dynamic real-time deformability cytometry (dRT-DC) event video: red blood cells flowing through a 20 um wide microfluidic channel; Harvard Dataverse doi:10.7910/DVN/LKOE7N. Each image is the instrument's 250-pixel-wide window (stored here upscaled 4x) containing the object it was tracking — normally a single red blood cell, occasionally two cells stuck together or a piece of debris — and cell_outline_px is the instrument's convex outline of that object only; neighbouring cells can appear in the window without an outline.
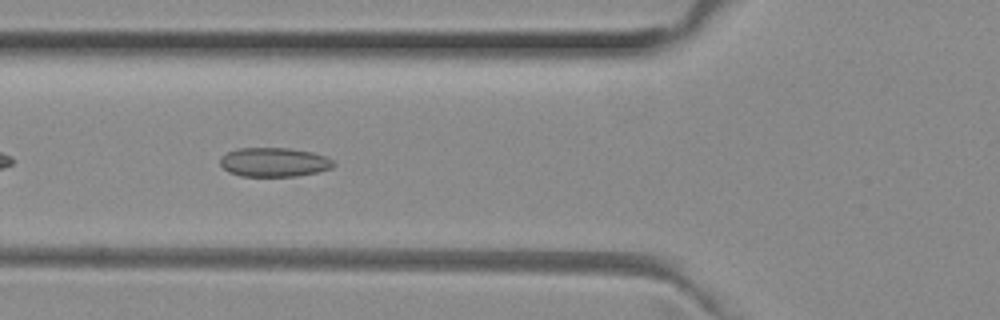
{"species": "common noctule bat (a hibernating species)", "species_latin": "Nyctalus noctula", "temperature_condition": "room temperature", "stored_images_in_passage": 45, "camera_frame_rate_fps": 3000, "um_per_image_px": 0.085, "animal": {"sex": "female", "body_mass_g": 29.2, "forearm_length_mm": 56.3}, "frame": {"image": 1, "passage_image": 16, "time_ms": 5.0, "image_size_px": [1000, 320], "cell_outline_px": [[336, 164], [332, 168], [316, 172], [296, 176], [240, 176], [228, 172], [220, 164], [220, 156], [236, 148], [288, 148], [312, 152], [324, 156], [332, 160]], "centroid_in_image_um": [23.27, 13.78], "position_along_channel_um": 102.5, "area_um2": 19.25}}
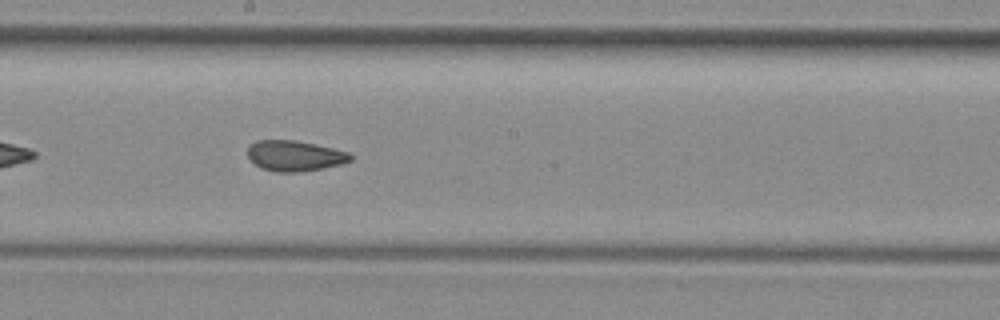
{"frame": {"image": 2, "passage_image": 25, "time_ms": 8.0, "image_size_px": [1000, 320], "cell_outline_px": [[352, 160], [344, 164], [296, 172], [276, 172], [260, 168], [248, 156], [248, 148], [256, 140], [296, 140], [332, 148], [348, 152], [352, 156]], "centroid_in_image_um": [25.06, 13.24], "position_along_channel_um": 223.1, "area_um2": 18.15}}
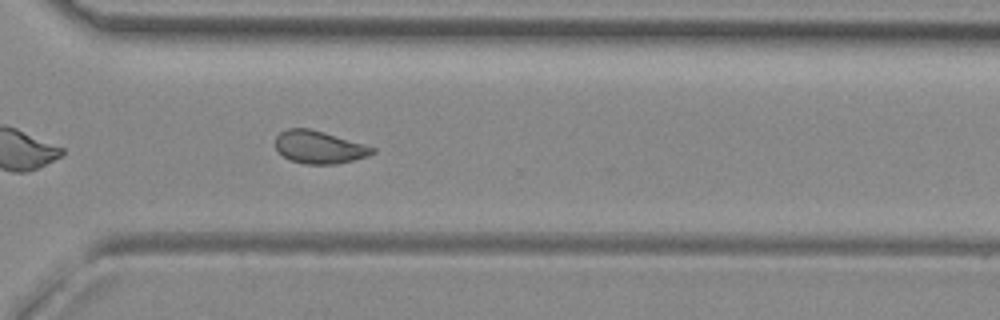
{"frame": {"image": 3, "passage_image": 34, "time_ms": 11.0, "image_size_px": [1000, 320], "cell_outline_px": [[376, 152], [368, 156], [336, 164], [304, 164], [288, 160], [276, 148], [276, 136], [280, 132], [288, 128], [308, 128], [324, 132], [364, 144], [376, 148]], "centroid_in_image_um": [27.13, 12.51], "position_along_channel_um": 343.5, "area_um2": 18.44}, "authors_computed_cell_mechanics": {"area_um2": 18.9584, "velocity_mm_per_s": 4.0111, "shape_relaxation_time_tau1_ms": null, "shape_relaxation_time_tau2_ms": 1.5286, "deformation_change_tau1": null, "deformation_change_tau2": 0.0798}}